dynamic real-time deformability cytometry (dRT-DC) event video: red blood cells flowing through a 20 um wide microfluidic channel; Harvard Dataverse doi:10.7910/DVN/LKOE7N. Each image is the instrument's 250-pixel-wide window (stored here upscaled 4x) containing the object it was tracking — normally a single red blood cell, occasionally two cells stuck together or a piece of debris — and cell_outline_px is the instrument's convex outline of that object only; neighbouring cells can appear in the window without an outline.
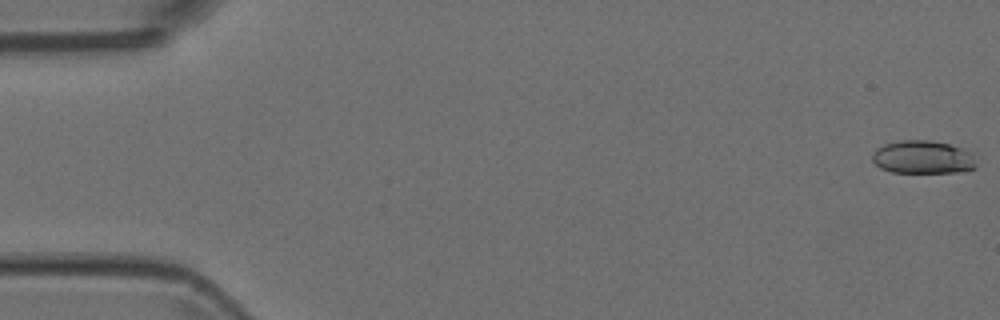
{"species": "Egyptian fruit bat (a non-hibernating species)", "species_latin": "Rousettus aegyptiacus", "temperature_condition": "room temperature", "stored_images_in_passage": 54, "camera_frame_rate_fps": 3000, "um_per_image_px": 0.085, "animal": {"sex": "female"}, "frame": {"image": 1, "passage_image": 1, "time_ms": 0.0, "image_size_px": [1000, 320], "cell_outline_px": [[976, 168], [964, 172], [892, 172], [880, 168], [872, 160], [872, 152], [876, 148], [884, 144], [900, 140], [928, 140], [948, 144], [972, 152], [976, 164]], "centroid_in_image_um": [78.44, 13.36], "position_along_channel_um": 6.6, "area_um2": 20.17}}
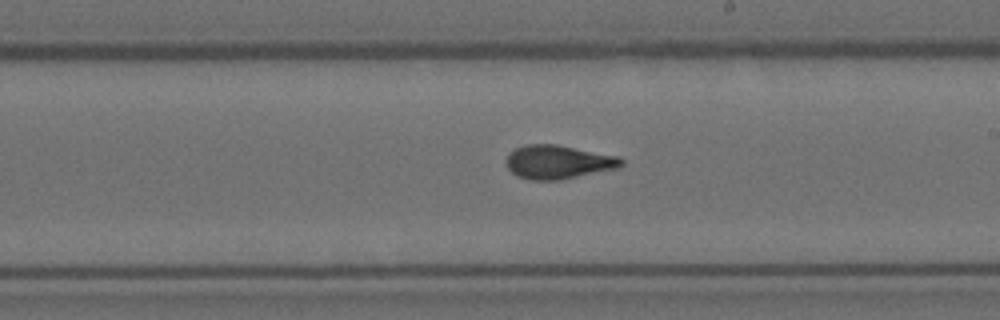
{"frame": {"image": 2, "passage_image": 31, "time_ms": 10.0, "image_size_px": [1000, 320], "cell_outline_px": [[624, 164], [620, 168], [560, 180], [532, 180], [516, 176], [504, 164], [504, 160], [516, 148], [524, 144], [556, 144], [620, 156], [624, 160]], "centroid_in_image_um": [47.47, 13.77], "position_along_channel_um": 241.5, "area_um2": 22.95}}
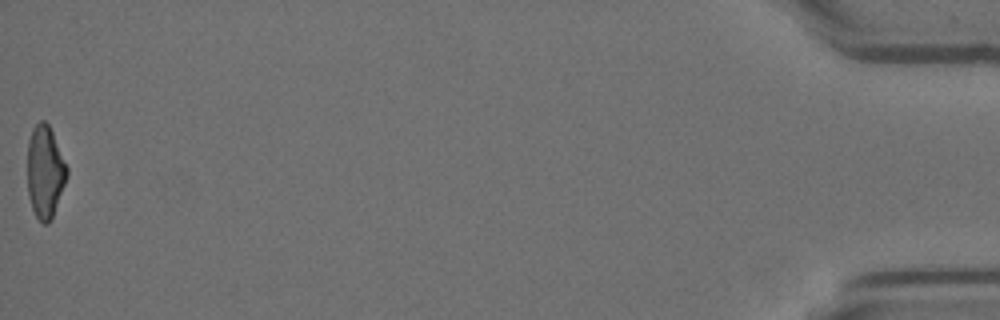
{"frame": {"image": 3, "passage_image": 54, "time_ms": 17.667, "image_size_px": [1000, 320], "cell_outline_px": [[68, 176], [52, 216], [48, 224], [44, 224], [36, 216], [32, 208], [28, 196], [28, 140], [32, 128], [40, 120], [44, 120], [48, 124], [52, 132], [68, 168]], "centroid_in_image_um": [3.82, 14.58], "position_along_channel_um": 431.4, "area_um2": 21.1}}